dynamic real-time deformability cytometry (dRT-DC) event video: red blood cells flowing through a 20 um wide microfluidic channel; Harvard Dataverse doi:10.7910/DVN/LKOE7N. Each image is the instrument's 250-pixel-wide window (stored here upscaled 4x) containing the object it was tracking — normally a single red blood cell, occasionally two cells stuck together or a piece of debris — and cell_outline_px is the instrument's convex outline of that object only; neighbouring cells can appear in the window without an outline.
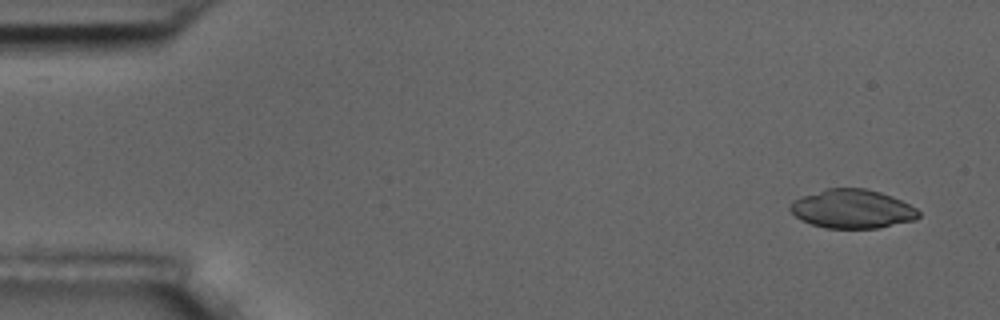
{"species": "common noctule bat (a hibernating species)", "species_latin": "Nyctalus noctula", "temperature_condition": "room temperature", "stored_images_in_passage": 5, "camera_frame_rate_fps": 3000, "um_per_image_px": 0.085, "animal": {"sex": "male", "body_mass_g": 17.5, "forearm_length_mm": 52.3}, "frame": {"image": 1, "passage_image": 1, "time_ms": 0.0, "image_size_px": [1000, 320], "cell_outline_px": [[920, 216], [916, 220], [880, 228], [824, 228], [800, 220], [788, 208], [788, 204], [792, 200], [800, 196], [824, 188], [864, 188], [880, 192], [892, 196], [916, 208], [920, 212]], "centroid_in_image_um": [72.41, 17.75], "position_along_channel_um": 12.6, "area_um2": 29.42}}